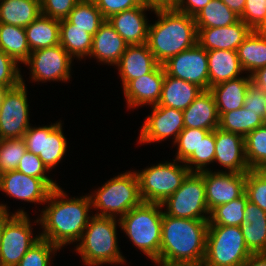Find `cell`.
<instances>
[{"label":"cell","instance_id":"22","mask_svg":"<svg viewBox=\"0 0 266 266\" xmlns=\"http://www.w3.org/2000/svg\"><path fill=\"white\" fill-rule=\"evenodd\" d=\"M158 65L159 63L145 43L128 45L115 66H118L124 88L131 80L151 73Z\"/></svg>","mask_w":266,"mask_h":266},{"label":"cell","instance_id":"43","mask_svg":"<svg viewBox=\"0 0 266 266\" xmlns=\"http://www.w3.org/2000/svg\"><path fill=\"white\" fill-rule=\"evenodd\" d=\"M60 249L51 242L40 239L22 257L17 266H49L51 254Z\"/></svg>","mask_w":266,"mask_h":266},{"label":"cell","instance_id":"31","mask_svg":"<svg viewBox=\"0 0 266 266\" xmlns=\"http://www.w3.org/2000/svg\"><path fill=\"white\" fill-rule=\"evenodd\" d=\"M240 65L243 71L250 75L257 69L266 66V36L252 30L237 49Z\"/></svg>","mask_w":266,"mask_h":266},{"label":"cell","instance_id":"1","mask_svg":"<svg viewBox=\"0 0 266 266\" xmlns=\"http://www.w3.org/2000/svg\"><path fill=\"white\" fill-rule=\"evenodd\" d=\"M67 195L60 188H54L48 196L45 210L36 223L44 228L40 233L41 239L56 245L59 249L73 242L80 241L83 232L91 219L92 207L90 196H80L67 200Z\"/></svg>","mask_w":266,"mask_h":266},{"label":"cell","instance_id":"32","mask_svg":"<svg viewBox=\"0 0 266 266\" xmlns=\"http://www.w3.org/2000/svg\"><path fill=\"white\" fill-rule=\"evenodd\" d=\"M0 49L17 64H24L31 53L25 28L0 23Z\"/></svg>","mask_w":266,"mask_h":266},{"label":"cell","instance_id":"16","mask_svg":"<svg viewBox=\"0 0 266 266\" xmlns=\"http://www.w3.org/2000/svg\"><path fill=\"white\" fill-rule=\"evenodd\" d=\"M184 129L183 111L166 106H153L152 112L147 116L141 126L139 143H154L164 141L173 135L176 141Z\"/></svg>","mask_w":266,"mask_h":266},{"label":"cell","instance_id":"38","mask_svg":"<svg viewBox=\"0 0 266 266\" xmlns=\"http://www.w3.org/2000/svg\"><path fill=\"white\" fill-rule=\"evenodd\" d=\"M248 197L244 193L241 197L215 207L210 212L209 225L240 226L244 222V209Z\"/></svg>","mask_w":266,"mask_h":266},{"label":"cell","instance_id":"50","mask_svg":"<svg viewBox=\"0 0 266 266\" xmlns=\"http://www.w3.org/2000/svg\"><path fill=\"white\" fill-rule=\"evenodd\" d=\"M211 0H177L174 6L183 13L194 17L199 13Z\"/></svg>","mask_w":266,"mask_h":266},{"label":"cell","instance_id":"48","mask_svg":"<svg viewBox=\"0 0 266 266\" xmlns=\"http://www.w3.org/2000/svg\"><path fill=\"white\" fill-rule=\"evenodd\" d=\"M105 20L124 10L141 6L142 0H93Z\"/></svg>","mask_w":266,"mask_h":266},{"label":"cell","instance_id":"11","mask_svg":"<svg viewBox=\"0 0 266 266\" xmlns=\"http://www.w3.org/2000/svg\"><path fill=\"white\" fill-rule=\"evenodd\" d=\"M27 90L23 78L12 88L6 89L0 103V138H23L30 127Z\"/></svg>","mask_w":266,"mask_h":266},{"label":"cell","instance_id":"41","mask_svg":"<svg viewBox=\"0 0 266 266\" xmlns=\"http://www.w3.org/2000/svg\"><path fill=\"white\" fill-rule=\"evenodd\" d=\"M245 193L250 202L266 211V170L246 172Z\"/></svg>","mask_w":266,"mask_h":266},{"label":"cell","instance_id":"46","mask_svg":"<svg viewBox=\"0 0 266 266\" xmlns=\"http://www.w3.org/2000/svg\"><path fill=\"white\" fill-rule=\"evenodd\" d=\"M80 0H40L41 13L56 19H65Z\"/></svg>","mask_w":266,"mask_h":266},{"label":"cell","instance_id":"55","mask_svg":"<svg viewBox=\"0 0 266 266\" xmlns=\"http://www.w3.org/2000/svg\"><path fill=\"white\" fill-rule=\"evenodd\" d=\"M256 31L264 34L266 36V17L264 22L256 29Z\"/></svg>","mask_w":266,"mask_h":266},{"label":"cell","instance_id":"57","mask_svg":"<svg viewBox=\"0 0 266 266\" xmlns=\"http://www.w3.org/2000/svg\"><path fill=\"white\" fill-rule=\"evenodd\" d=\"M264 123L266 124V109H265V113H264Z\"/></svg>","mask_w":266,"mask_h":266},{"label":"cell","instance_id":"45","mask_svg":"<svg viewBox=\"0 0 266 266\" xmlns=\"http://www.w3.org/2000/svg\"><path fill=\"white\" fill-rule=\"evenodd\" d=\"M266 0H246L240 19L252 30H256L265 20Z\"/></svg>","mask_w":266,"mask_h":266},{"label":"cell","instance_id":"27","mask_svg":"<svg viewBox=\"0 0 266 266\" xmlns=\"http://www.w3.org/2000/svg\"><path fill=\"white\" fill-rule=\"evenodd\" d=\"M203 91L197 85L165 74L157 105L185 110Z\"/></svg>","mask_w":266,"mask_h":266},{"label":"cell","instance_id":"8","mask_svg":"<svg viewBox=\"0 0 266 266\" xmlns=\"http://www.w3.org/2000/svg\"><path fill=\"white\" fill-rule=\"evenodd\" d=\"M173 161L159 163L141 170L142 172L136 171L143 202L161 204L181 187L190 171L185 164L180 165L181 161Z\"/></svg>","mask_w":266,"mask_h":266},{"label":"cell","instance_id":"40","mask_svg":"<svg viewBox=\"0 0 266 266\" xmlns=\"http://www.w3.org/2000/svg\"><path fill=\"white\" fill-rule=\"evenodd\" d=\"M27 151L24 138L0 140V174L16 170Z\"/></svg>","mask_w":266,"mask_h":266},{"label":"cell","instance_id":"29","mask_svg":"<svg viewBox=\"0 0 266 266\" xmlns=\"http://www.w3.org/2000/svg\"><path fill=\"white\" fill-rule=\"evenodd\" d=\"M30 51L60 44V20L40 15L25 27Z\"/></svg>","mask_w":266,"mask_h":266},{"label":"cell","instance_id":"26","mask_svg":"<svg viewBox=\"0 0 266 266\" xmlns=\"http://www.w3.org/2000/svg\"><path fill=\"white\" fill-rule=\"evenodd\" d=\"M209 90L211 87L240 77L243 69L240 65L237 51L210 50L207 51Z\"/></svg>","mask_w":266,"mask_h":266},{"label":"cell","instance_id":"20","mask_svg":"<svg viewBox=\"0 0 266 266\" xmlns=\"http://www.w3.org/2000/svg\"><path fill=\"white\" fill-rule=\"evenodd\" d=\"M164 78V68L159 64L151 73L131 80L123 88L128 108L146 104L156 106L161 97Z\"/></svg>","mask_w":266,"mask_h":266},{"label":"cell","instance_id":"12","mask_svg":"<svg viewBox=\"0 0 266 266\" xmlns=\"http://www.w3.org/2000/svg\"><path fill=\"white\" fill-rule=\"evenodd\" d=\"M23 138L27 150L39 156L48 170L55 168L67 151L61 122L43 127L30 126Z\"/></svg>","mask_w":266,"mask_h":266},{"label":"cell","instance_id":"34","mask_svg":"<svg viewBox=\"0 0 266 266\" xmlns=\"http://www.w3.org/2000/svg\"><path fill=\"white\" fill-rule=\"evenodd\" d=\"M93 36L81 28H73L66 19L60 20V45L73 58L89 57Z\"/></svg>","mask_w":266,"mask_h":266},{"label":"cell","instance_id":"7","mask_svg":"<svg viewBox=\"0 0 266 266\" xmlns=\"http://www.w3.org/2000/svg\"><path fill=\"white\" fill-rule=\"evenodd\" d=\"M251 254L239 226L208 225L202 266H242Z\"/></svg>","mask_w":266,"mask_h":266},{"label":"cell","instance_id":"42","mask_svg":"<svg viewBox=\"0 0 266 266\" xmlns=\"http://www.w3.org/2000/svg\"><path fill=\"white\" fill-rule=\"evenodd\" d=\"M209 130L198 128H184L178 135L175 145H178L176 151V160L184 162L194 151H197L200 139H203Z\"/></svg>","mask_w":266,"mask_h":266},{"label":"cell","instance_id":"39","mask_svg":"<svg viewBox=\"0 0 266 266\" xmlns=\"http://www.w3.org/2000/svg\"><path fill=\"white\" fill-rule=\"evenodd\" d=\"M215 157V130L209 131L203 139H200L197 151H194L183 163L190 172H202L209 168ZM194 165V166H192ZM195 168V169H194Z\"/></svg>","mask_w":266,"mask_h":266},{"label":"cell","instance_id":"35","mask_svg":"<svg viewBox=\"0 0 266 266\" xmlns=\"http://www.w3.org/2000/svg\"><path fill=\"white\" fill-rule=\"evenodd\" d=\"M194 19L197 28H216L233 25L240 20V16L221 0H211Z\"/></svg>","mask_w":266,"mask_h":266},{"label":"cell","instance_id":"10","mask_svg":"<svg viewBox=\"0 0 266 266\" xmlns=\"http://www.w3.org/2000/svg\"><path fill=\"white\" fill-rule=\"evenodd\" d=\"M28 214L20 210L6 222L0 242V262L3 266H17L26 252L41 237L32 234Z\"/></svg>","mask_w":266,"mask_h":266},{"label":"cell","instance_id":"17","mask_svg":"<svg viewBox=\"0 0 266 266\" xmlns=\"http://www.w3.org/2000/svg\"><path fill=\"white\" fill-rule=\"evenodd\" d=\"M205 183L206 202L209 211L215 207L229 203L245 193L246 173L226 171L199 172Z\"/></svg>","mask_w":266,"mask_h":266},{"label":"cell","instance_id":"14","mask_svg":"<svg viewBox=\"0 0 266 266\" xmlns=\"http://www.w3.org/2000/svg\"><path fill=\"white\" fill-rule=\"evenodd\" d=\"M165 74L209 90L207 51L198 43L162 64Z\"/></svg>","mask_w":266,"mask_h":266},{"label":"cell","instance_id":"6","mask_svg":"<svg viewBox=\"0 0 266 266\" xmlns=\"http://www.w3.org/2000/svg\"><path fill=\"white\" fill-rule=\"evenodd\" d=\"M89 196L92 207L101 211L94 215L114 218L119 215V219L143 203L135 171L111 178Z\"/></svg>","mask_w":266,"mask_h":266},{"label":"cell","instance_id":"33","mask_svg":"<svg viewBox=\"0 0 266 266\" xmlns=\"http://www.w3.org/2000/svg\"><path fill=\"white\" fill-rule=\"evenodd\" d=\"M218 115V128L243 137L265 124L264 119L259 115V111H248L244 107L226 113H218Z\"/></svg>","mask_w":266,"mask_h":266},{"label":"cell","instance_id":"56","mask_svg":"<svg viewBox=\"0 0 266 266\" xmlns=\"http://www.w3.org/2000/svg\"><path fill=\"white\" fill-rule=\"evenodd\" d=\"M5 90H6L5 88H3L2 86H0V103H1V99H2V96H3V93H4Z\"/></svg>","mask_w":266,"mask_h":266},{"label":"cell","instance_id":"53","mask_svg":"<svg viewBox=\"0 0 266 266\" xmlns=\"http://www.w3.org/2000/svg\"><path fill=\"white\" fill-rule=\"evenodd\" d=\"M227 7L241 16L245 7L246 0H221Z\"/></svg>","mask_w":266,"mask_h":266},{"label":"cell","instance_id":"28","mask_svg":"<svg viewBox=\"0 0 266 266\" xmlns=\"http://www.w3.org/2000/svg\"><path fill=\"white\" fill-rule=\"evenodd\" d=\"M251 75L238 77L210 88L215 98L217 112L226 113L243 107Z\"/></svg>","mask_w":266,"mask_h":266},{"label":"cell","instance_id":"24","mask_svg":"<svg viewBox=\"0 0 266 266\" xmlns=\"http://www.w3.org/2000/svg\"><path fill=\"white\" fill-rule=\"evenodd\" d=\"M184 128H198L213 131L219 126L215 98L210 90H203L183 110Z\"/></svg>","mask_w":266,"mask_h":266},{"label":"cell","instance_id":"52","mask_svg":"<svg viewBox=\"0 0 266 266\" xmlns=\"http://www.w3.org/2000/svg\"><path fill=\"white\" fill-rule=\"evenodd\" d=\"M242 266H266V253L251 254Z\"/></svg>","mask_w":266,"mask_h":266},{"label":"cell","instance_id":"58","mask_svg":"<svg viewBox=\"0 0 266 266\" xmlns=\"http://www.w3.org/2000/svg\"><path fill=\"white\" fill-rule=\"evenodd\" d=\"M159 266H169V265H164V264H158Z\"/></svg>","mask_w":266,"mask_h":266},{"label":"cell","instance_id":"37","mask_svg":"<svg viewBox=\"0 0 266 266\" xmlns=\"http://www.w3.org/2000/svg\"><path fill=\"white\" fill-rule=\"evenodd\" d=\"M245 155L252 170H266V124L248 133L245 137Z\"/></svg>","mask_w":266,"mask_h":266},{"label":"cell","instance_id":"19","mask_svg":"<svg viewBox=\"0 0 266 266\" xmlns=\"http://www.w3.org/2000/svg\"><path fill=\"white\" fill-rule=\"evenodd\" d=\"M156 7L143 3L141 6L124 10L108 18V22L128 45H142L147 42L148 19L145 12Z\"/></svg>","mask_w":266,"mask_h":266},{"label":"cell","instance_id":"54","mask_svg":"<svg viewBox=\"0 0 266 266\" xmlns=\"http://www.w3.org/2000/svg\"><path fill=\"white\" fill-rule=\"evenodd\" d=\"M7 208L6 205L0 204V242L6 222L14 215L13 213L12 215L8 213Z\"/></svg>","mask_w":266,"mask_h":266},{"label":"cell","instance_id":"5","mask_svg":"<svg viewBox=\"0 0 266 266\" xmlns=\"http://www.w3.org/2000/svg\"><path fill=\"white\" fill-rule=\"evenodd\" d=\"M162 208L160 203L143 202L122 216L118 224L132 243L153 262L160 254Z\"/></svg>","mask_w":266,"mask_h":266},{"label":"cell","instance_id":"18","mask_svg":"<svg viewBox=\"0 0 266 266\" xmlns=\"http://www.w3.org/2000/svg\"><path fill=\"white\" fill-rule=\"evenodd\" d=\"M214 162H218L231 173L248 172L250 168L245 155L244 137L220 128L215 129Z\"/></svg>","mask_w":266,"mask_h":266},{"label":"cell","instance_id":"47","mask_svg":"<svg viewBox=\"0 0 266 266\" xmlns=\"http://www.w3.org/2000/svg\"><path fill=\"white\" fill-rule=\"evenodd\" d=\"M16 170L31 177L51 179L49 176L45 175V172H48V169L43 164L39 156L29 152L28 150L24 153Z\"/></svg>","mask_w":266,"mask_h":266},{"label":"cell","instance_id":"15","mask_svg":"<svg viewBox=\"0 0 266 266\" xmlns=\"http://www.w3.org/2000/svg\"><path fill=\"white\" fill-rule=\"evenodd\" d=\"M58 187L52 179H40L17 170L0 174V190L7 196L32 203H47L51 191Z\"/></svg>","mask_w":266,"mask_h":266},{"label":"cell","instance_id":"44","mask_svg":"<svg viewBox=\"0 0 266 266\" xmlns=\"http://www.w3.org/2000/svg\"><path fill=\"white\" fill-rule=\"evenodd\" d=\"M18 64L0 49V86L9 89L21 82L22 75Z\"/></svg>","mask_w":266,"mask_h":266},{"label":"cell","instance_id":"23","mask_svg":"<svg viewBox=\"0 0 266 266\" xmlns=\"http://www.w3.org/2000/svg\"><path fill=\"white\" fill-rule=\"evenodd\" d=\"M127 46L125 40L116 32L108 20H105L93 36L89 57H96L98 62L114 66L119 62Z\"/></svg>","mask_w":266,"mask_h":266},{"label":"cell","instance_id":"36","mask_svg":"<svg viewBox=\"0 0 266 266\" xmlns=\"http://www.w3.org/2000/svg\"><path fill=\"white\" fill-rule=\"evenodd\" d=\"M65 19L73 24V28L84 29L92 36L105 21L93 0H80Z\"/></svg>","mask_w":266,"mask_h":266},{"label":"cell","instance_id":"3","mask_svg":"<svg viewBox=\"0 0 266 266\" xmlns=\"http://www.w3.org/2000/svg\"><path fill=\"white\" fill-rule=\"evenodd\" d=\"M158 21L149 24L147 46L162 65L171 57L197 44L195 19L180 12L175 6L156 7Z\"/></svg>","mask_w":266,"mask_h":266},{"label":"cell","instance_id":"25","mask_svg":"<svg viewBox=\"0 0 266 266\" xmlns=\"http://www.w3.org/2000/svg\"><path fill=\"white\" fill-rule=\"evenodd\" d=\"M239 227L252 254L266 253V211L248 200L244 209V222Z\"/></svg>","mask_w":266,"mask_h":266},{"label":"cell","instance_id":"30","mask_svg":"<svg viewBox=\"0 0 266 266\" xmlns=\"http://www.w3.org/2000/svg\"><path fill=\"white\" fill-rule=\"evenodd\" d=\"M0 23L26 27L41 13L40 0H0Z\"/></svg>","mask_w":266,"mask_h":266},{"label":"cell","instance_id":"4","mask_svg":"<svg viewBox=\"0 0 266 266\" xmlns=\"http://www.w3.org/2000/svg\"><path fill=\"white\" fill-rule=\"evenodd\" d=\"M117 221L114 217H91L75 249L86 266L126 262L118 248L116 223L120 224V220Z\"/></svg>","mask_w":266,"mask_h":266},{"label":"cell","instance_id":"21","mask_svg":"<svg viewBox=\"0 0 266 266\" xmlns=\"http://www.w3.org/2000/svg\"><path fill=\"white\" fill-rule=\"evenodd\" d=\"M197 43L206 51L233 50L238 47L250 34L252 29L241 19L233 25L216 28H197Z\"/></svg>","mask_w":266,"mask_h":266},{"label":"cell","instance_id":"9","mask_svg":"<svg viewBox=\"0 0 266 266\" xmlns=\"http://www.w3.org/2000/svg\"><path fill=\"white\" fill-rule=\"evenodd\" d=\"M161 206L166 207L163 213L172 217L209 220L203 176L198 172H190L181 187L166 198Z\"/></svg>","mask_w":266,"mask_h":266},{"label":"cell","instance_id":"13","mask_svg":"<svg viewBox=\"0 0 266 266\" xmlns=\"http://www.w3.org/2000/svg\"><path fill=\"white\" fill-rule=\"evenodd\" d=\"M72 57L59 44L31 51L24 63L31 69L32 81H67L70 79Z\"/></svg>","mask_w":266,"mask_h":266},{"label":"cell","instance_id":"2","mask_svg":"<svg viewBox=\"0 0 266 266\" xmlns=\"http://www.w3.org/2000/svg\"><path fill=\"white\" fill-rule=\"evenodd\" d=\"M209 220L185 219L163 213L157 264L202 266Z\"/></svg>","mask_w":266,"mask_h":266},{"label":"cell","instance_id":"51","mask_svg":"<svg viewBox=\"0 0 266 266\" xmlns=\"http://www.w3.org/2000/svg\"><path fill=\"white\" fill-rule=\"evenodd\" d=\"M251 81L266 93V66L259 68L254 73H252Z\"/></svg>","mask_w":266,"mask_h":266},{"label":"cell","instance_id":"49","mask_svg":"<svg viewBox=\"0 0 266 266\" xmlns=\"http://www.w3.org/2000/svg\"><path fill=\"white\" fill-rule=\"evenodd\" d=\"M243 107L246 110L259 111V115L264 119L266 109V93L252 81L246 91L245 102Z\"/></svg>","mask_w":266,"mask_h":266}]
</instances>
